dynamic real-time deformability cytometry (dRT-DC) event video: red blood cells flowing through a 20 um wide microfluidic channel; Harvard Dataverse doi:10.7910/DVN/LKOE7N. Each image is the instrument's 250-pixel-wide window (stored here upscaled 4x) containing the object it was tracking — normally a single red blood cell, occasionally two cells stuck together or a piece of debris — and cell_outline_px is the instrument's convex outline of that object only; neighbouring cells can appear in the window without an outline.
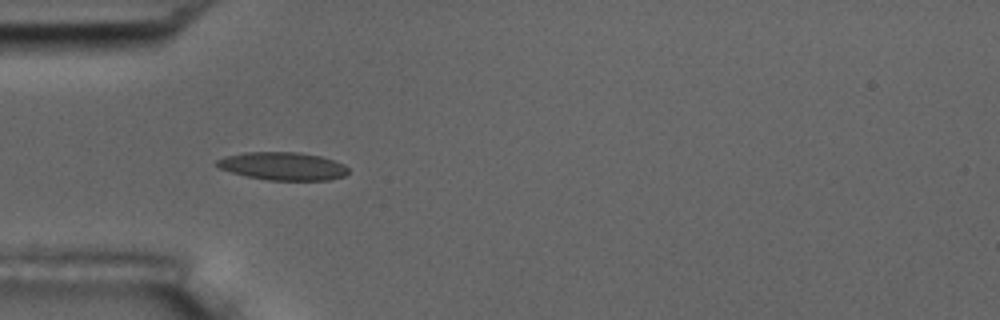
{"species": "common noctule bat (a hibernating species)", "species_latin": "Nyctalus noctula", "temperature_condition": "room temperature", "stored_images_in_passage": 5, "camera_frame_rate_fps": 3000, "um_per_image_px": 0.085, "animal": {"sex": "male", "body_mass_g": 17.5, "forearm_length_mm": 52.3}, "frame": {"image": 1, "passage_image": 4, "time_ms": 3.667, "image_size_px": [1000, 320], "cell_outline_px": [[348, 172], [344, 176], [328, 180], [268, 180], [248, 176], [232, 172], [220, 168], [216, 164], [216, 160], [224, 156], [244, 152], [300, 152], [320, 156], [344, 164], [348, 168]], "centroid_in_image_um": [24.04, 14.11], "position_along_channel_um": 61.0, "area_um2": 21.33}}